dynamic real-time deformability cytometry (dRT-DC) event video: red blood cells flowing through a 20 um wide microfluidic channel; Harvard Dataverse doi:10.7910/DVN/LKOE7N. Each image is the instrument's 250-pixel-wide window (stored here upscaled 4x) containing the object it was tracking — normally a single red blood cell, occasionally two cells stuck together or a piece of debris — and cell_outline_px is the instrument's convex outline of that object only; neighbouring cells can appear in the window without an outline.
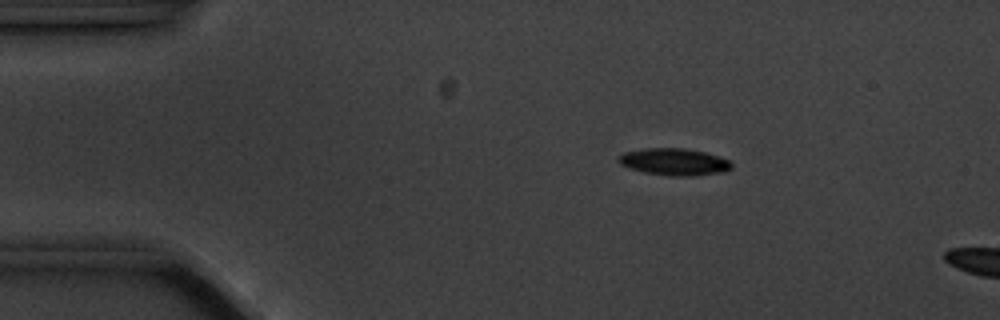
{"species": "common noctule bat (a hibernating species)", "species_latin": "Nyctalus noctula", "temperature_condition": "cold", "stored_images_in_passage": 4, "camera_frame_rate_fps": 3000, "um_per_image_px": 0.085, "animal": {"sex": "male", "body_mass_g": 20.1, "forearm_length_mm": 53.5}, "frame": {"image": 1, "passage_image": 2, "time_ms": 1.333, "image_size_px": [1000, 320], "cell_outline_px": [[732, 168], [724, 172], [692, 176], [668, 176], [644, 172], [628, 168], [620, 164], [620, 156], [624, 152], [648, 148], [684, 148], [704, 152], [728, 160], [732, 164]], "centroid_in_image_um": [57.31, 13.77], "position_along_channel_um": 27.7, "area_um2": 17.63}}